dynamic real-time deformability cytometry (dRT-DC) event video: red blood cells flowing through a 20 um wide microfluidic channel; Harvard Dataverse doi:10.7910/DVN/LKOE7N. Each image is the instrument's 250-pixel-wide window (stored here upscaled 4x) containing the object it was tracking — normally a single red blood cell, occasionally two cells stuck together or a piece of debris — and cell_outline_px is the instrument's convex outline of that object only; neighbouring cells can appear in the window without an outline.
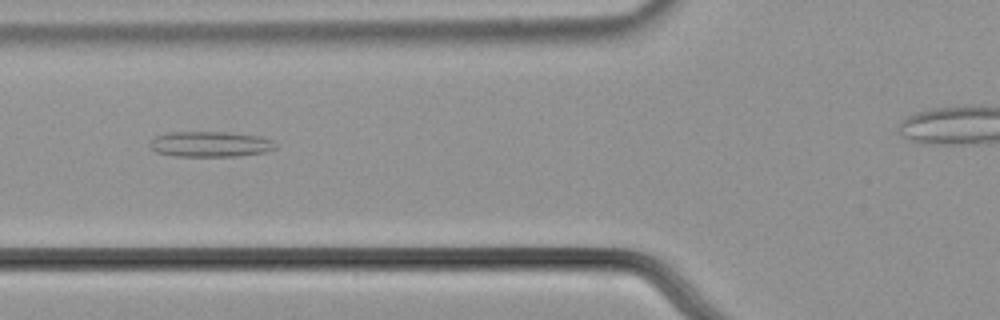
{"species": "common noctule bat (a hibernating species)", "species_latin": "Nyctalus noctula", "temperature_condition": "cold", "stored_images_in_passage": 43, "camera_frame_rate_fps": 3000, "um_per_image_px": 0.085, "animal": {"sex": "male", "body_mass_g": 21.5, "forearm_length_mm": 52.0}, "frame": {"image": 1, "passage_image": 15, "time_ms": 4.667, "image_size_px": [1000, 320], "cell_outline_px": [[276, 148], [268, 152], [240, 156], [172, 156], [156, 152], [148, 144], [148, 140], [156, 136], [168, 132], [228, 132], [260, 136], [272, 140], [276, 144]], "centroid_in_image_um": [17.87, 12.25], "position_along_channel_um": 107.9, "area_um2": 18.96}}
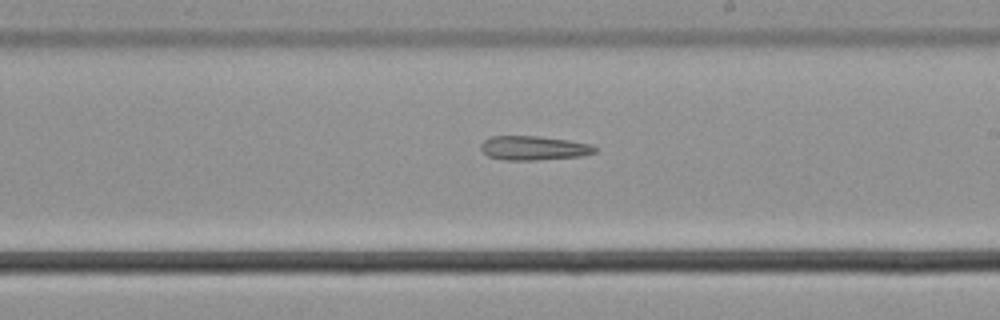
{"frame": {"image": 2, "passage_image": 26, "time_ms": 8.333, "image_size_px": [1000, 320], "cell_outline_px": [[596, 152], [580, 156], [536, 160], [504, 160], [488, 156], [480, 148], [480, 144], [484, 140], [492, 136], [540, 136], [568, 140], [592, 144], [596, 148]], "centroid_in_image_um": [45.35, 12.58], "position_along_channel_um": 243.6, "area_um2": 16.07}}
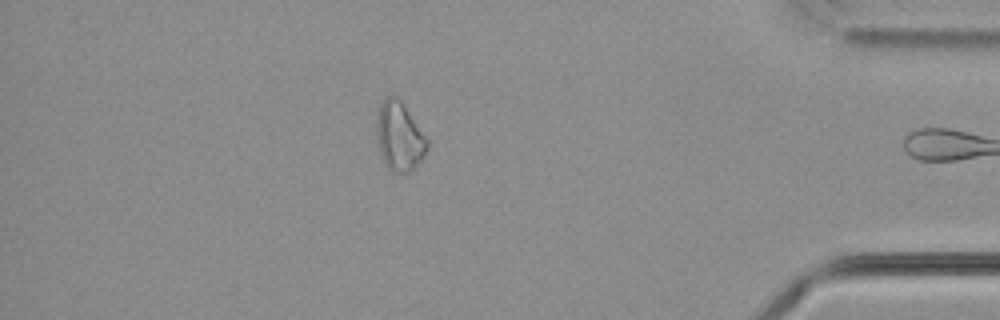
{"frame": {"image": 3, "passage_image": 42, "time_ms": 13.667, "image_size_px": [1000, 320], "cell_outline_px": [[428, 148], [424, 156], [412, 172], [388, 172], [380, 152], [376, 136], [376, 112], [380, 104], [392, 92], [400, 96], [428, 140]], "centroid_in_image_um": [33.93, 11.55], "position_along_channel_um": 401.3, "area_um2": 21.04}}